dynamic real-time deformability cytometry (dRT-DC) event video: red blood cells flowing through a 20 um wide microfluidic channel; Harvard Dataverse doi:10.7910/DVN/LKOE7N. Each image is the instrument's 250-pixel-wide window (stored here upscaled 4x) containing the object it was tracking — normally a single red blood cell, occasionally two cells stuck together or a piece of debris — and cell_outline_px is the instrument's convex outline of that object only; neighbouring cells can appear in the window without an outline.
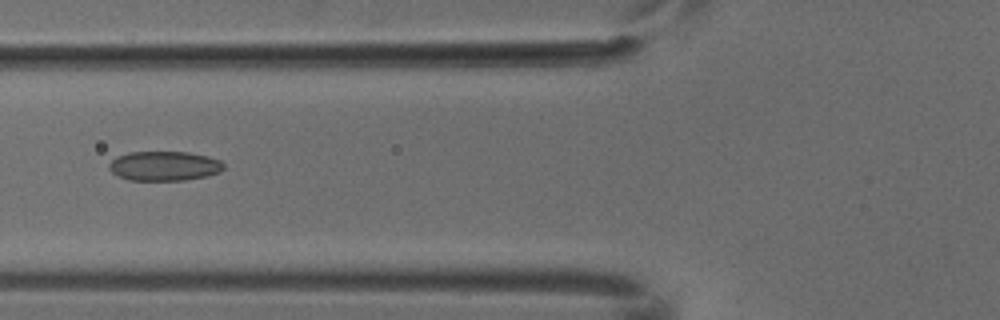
{"species": "common noctule bat (a hibernating species)", "species_latin": "Nyctalus noctula", "temperature_condition": "cold", "stored_images_in_passage": 5, "camera_frame_rate_fps": 3000, "um_per_image_px": 0.085, "animal": {"sex": "male", "body_mass_g": 18.8}, "frame": {"image": 1, "passage_image": 5, "time_ms": 1.333, "image_size_px": [1000, 320], "cell_outline_px": [[224, 168], [220, 172], [208, 176], [184, 180], [128, 180], [112, 172], [108, 168], [108, 164], [116, 156], [128, 152], [188, 152], [208, 156], [220, 160], [224, 164]], "centroid_in_image_um": [13.97, 14.1], "position_along_channel_um": 111.8, "area_um2": 19.83}}